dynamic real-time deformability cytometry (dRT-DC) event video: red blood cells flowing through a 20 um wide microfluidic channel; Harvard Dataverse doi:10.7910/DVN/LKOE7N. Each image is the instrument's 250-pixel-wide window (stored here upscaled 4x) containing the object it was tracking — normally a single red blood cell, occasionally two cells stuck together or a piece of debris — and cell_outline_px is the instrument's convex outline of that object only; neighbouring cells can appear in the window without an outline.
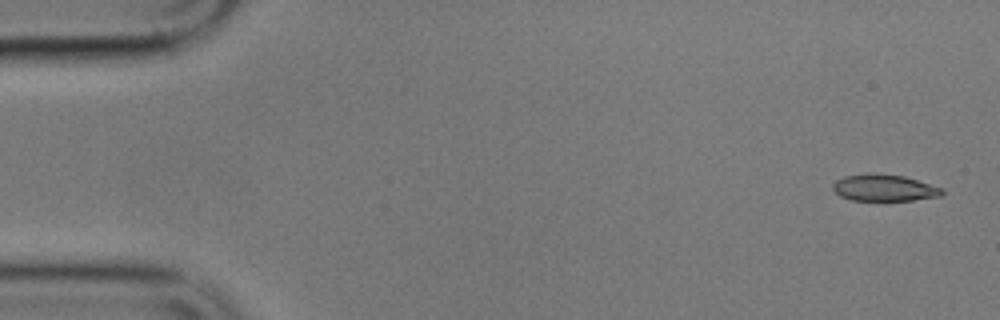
{"species": "common noctule bat (a hibernating species)", "species_latin": "Nyctalus noctula", "temperature_condition": "cold", "stored_images_in_passage": 4, "camera_frame_rate_fps": 3000, "um_per_image_px": 0.085, "animal": {"sex": "male", "body_mass_g": 17.9}, "frame": {"image": 1, "passage_image": 1, "time_ms": 0.0, "image_size_px": [1000, 320], "cell_outline_px": [[944, 192], [940, 196], [912, 200], [852, 200], [840, 196], [832, 188], [832, 184], [836, 180], [844, 176], [904, 176], [944, 188]], "centroid_in_image_um": [75.2, 16.01], "position_along_channel_um": 9.8, "area_um2": 16.18}}
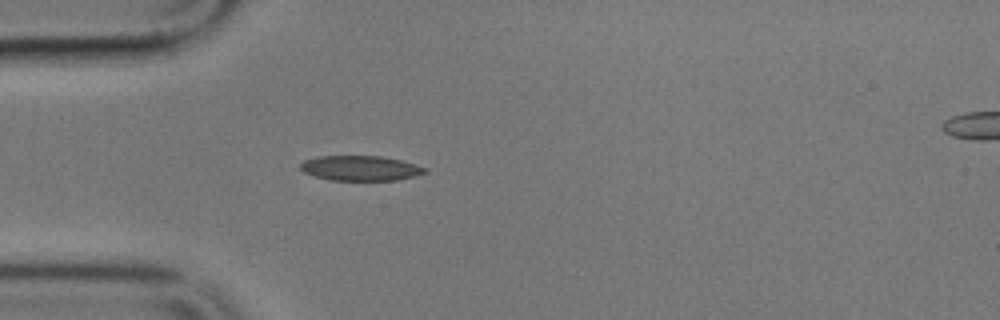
{"frame": {"image": 2, "passage_image": 4, "time_ms": 4.667, "image_size_px": [1000, 320], "cell_outline_px": [[428, 172], [396, 180], [332, 180], [316, 176], [304, 172], [300, 168], [300, 164], [304, 160], [320, 156], [380, 156], [400, 160], [428, 168]], "centroid_in_image_um": [30.64, 14.29], "position_along_channel_um": 54.4, "area_um2": 17.92}}